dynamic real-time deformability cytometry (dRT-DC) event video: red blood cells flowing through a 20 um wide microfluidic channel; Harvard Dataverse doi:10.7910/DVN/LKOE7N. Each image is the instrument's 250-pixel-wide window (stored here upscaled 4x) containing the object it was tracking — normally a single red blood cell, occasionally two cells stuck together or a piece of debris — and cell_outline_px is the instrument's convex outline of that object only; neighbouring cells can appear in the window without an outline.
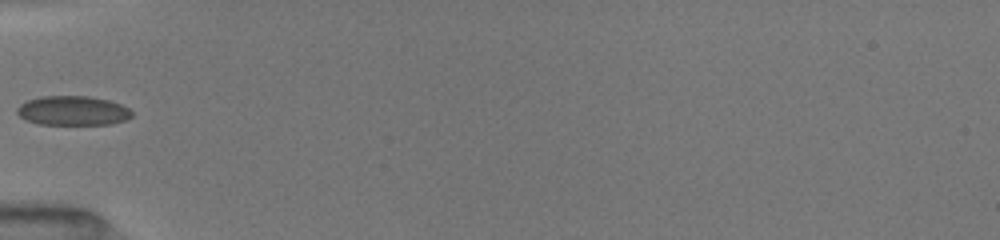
{"species": "common noctule bat (a hibernating species)", "species_latin": "Nyctalus noctula", "temperature_condition": "room temperature", "stored_images_in_passage": 34, "camera_frame_rate_fps": 3000, "um_per_image_px": 0.085, "animal": {"sex": "female", "body_mass_g": 19.5, "forearm_length_mm": 54.1}, "frame": {"image": 1, "passage_image": 1, "time_ms": 0.0, "image_size_px": [1000, 240], "cell_outline_px": [[132, 116], [124, 120], [112, 124], [40, 124], [24, 120], [16, 112], [16, 108], [20, 104], [28, 100], [40, 96], [88, 96], [108, 100], [120, 104], [128, 108], [132, 112]], "centroid_in_image_um": [6.16, 9.4], "position_along_channel_um": 78.8, "area_um2": 19.65}}
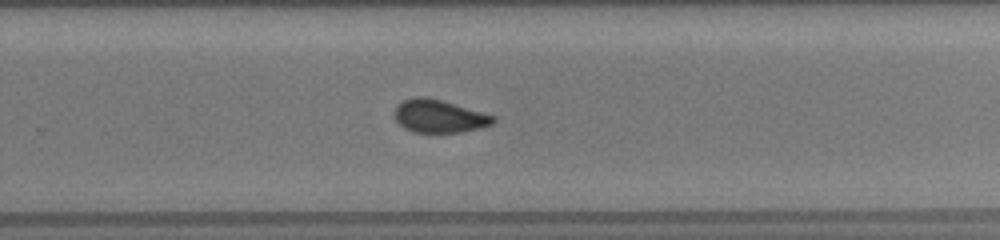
{"frame": {"image": 2, "passage_image": 17, "time_ms": 5.333, "image_size_px": [1000, 240], "cell_outline_px": [[496, 120], [492, 124], [480, 128], [460, 132], [412, 132], [404, 128], [396, 120], [396, 108], [404, 100], [416, 96], [420, 96], [440, 100], [496, 116]], "centroid_in_image_um": [37.35, 9.89], "position_along_channel_um": 292.4, "area_um2": 18.55}}
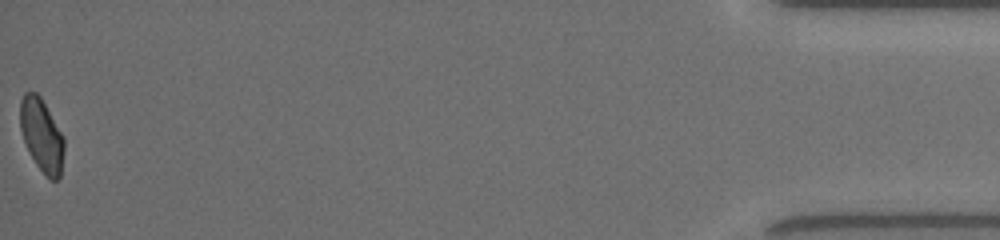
{"frame": {"image": 3, "passage_image": 34, "time_ms": 11.0, "image_size_px": [1000, 240], "cell_outline_px": [[64, 152], [60, 176], [56, 180], [52, 180], [36, 164], [24, 140], [20, 128], [20, 100], [24, 92], [36, 92], [40, 96], [64, 136]], "centroid_in_image_um": [3.55, 11.45], "position_along_channel_um": 431.7, "area_um2": 18.44}}